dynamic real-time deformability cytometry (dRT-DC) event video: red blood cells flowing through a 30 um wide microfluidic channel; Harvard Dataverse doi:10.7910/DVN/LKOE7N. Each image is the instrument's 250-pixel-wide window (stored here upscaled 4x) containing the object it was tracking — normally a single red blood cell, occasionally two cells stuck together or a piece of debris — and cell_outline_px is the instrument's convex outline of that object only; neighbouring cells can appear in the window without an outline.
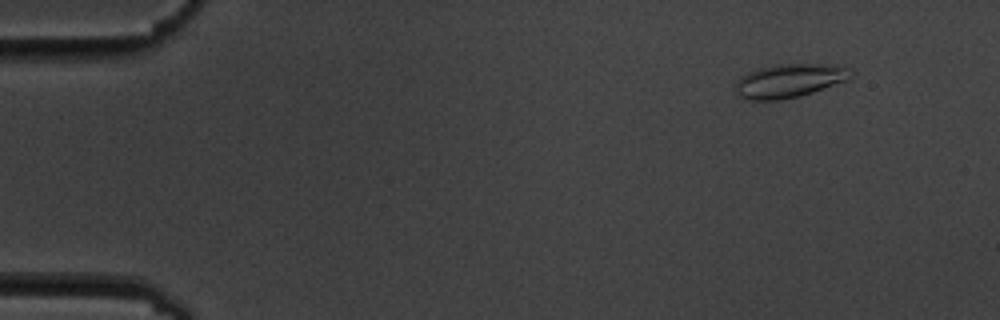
{"species": "common noctule bat (a hibernating species)", "species_latin": "Nyctalus noctula", "temperature_condition": "cold", "stored_images_in_passage": 9, "camera_frame_rate_fps": 3000, "um_per_image_px": 0.085, "animal": {"sex": "male", "body_mass_g": 19.5, "forearm_length_mm": 54.6}, "frame": {"image": 1, "passage_image": 2, "time_ms": 1.0, "image_size_px": [1000, 320], "cell_outline_px": [[852, 72], [848, 80], [800, 96], [780, 100], [744, 100], [736, 92], [736, 80], [740, 76], [748, 72], [760, 68], [776, 64], [844, 64], [852, 68]], "centroid_in_image_um": [67.12, 6.85], "position_along_channel_um": 17.9, "area_um2": 22.95}}
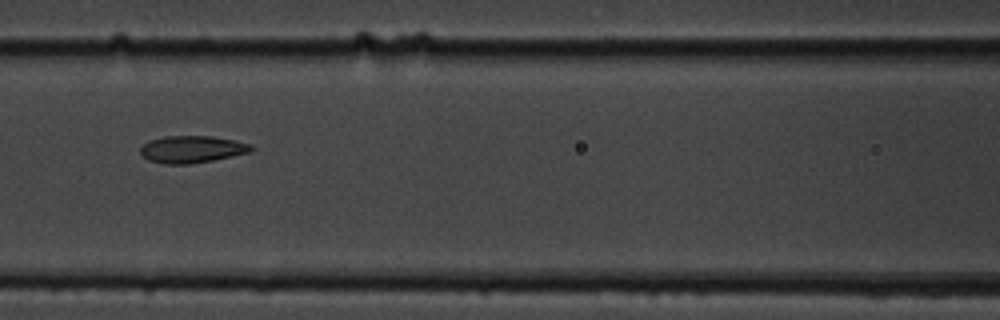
{"frame": {"image": 2, "passage_image": 7, "time_ms": 7.667, "image_size_px": [1000, 320], "cell_outline_px": [[256, 148], [252, 152], [212, 160], [188, 164], [164, 164], [148, 160], [140, 152], [140, 148], [148, 140], [164, 136], [212, 136], [236, 140], [252, 144]], "centroid_in_image_um": [16.35, 12.68], "position_along_channel_um": 150.2, "area_um2": 17.69}}
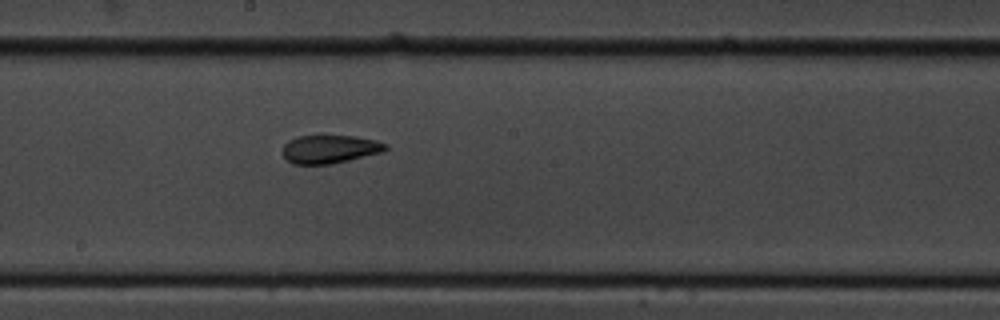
{"frame": {"image": 3, "passage_image": 9, "time_ms": 9.667, "image_size_px": [1000, 320], "cell_outline_px": [[388, 148], [384, 152], [332, 164], [292, 164], [284, 156], [284, 144], [288, 140], [296, 136], [352, 136], [376, 140], [388, 144]], "centroid_in_image_um": [28.06, 12.68], "position_along_channel_um": 220.1, "area_um2": 16.99}}